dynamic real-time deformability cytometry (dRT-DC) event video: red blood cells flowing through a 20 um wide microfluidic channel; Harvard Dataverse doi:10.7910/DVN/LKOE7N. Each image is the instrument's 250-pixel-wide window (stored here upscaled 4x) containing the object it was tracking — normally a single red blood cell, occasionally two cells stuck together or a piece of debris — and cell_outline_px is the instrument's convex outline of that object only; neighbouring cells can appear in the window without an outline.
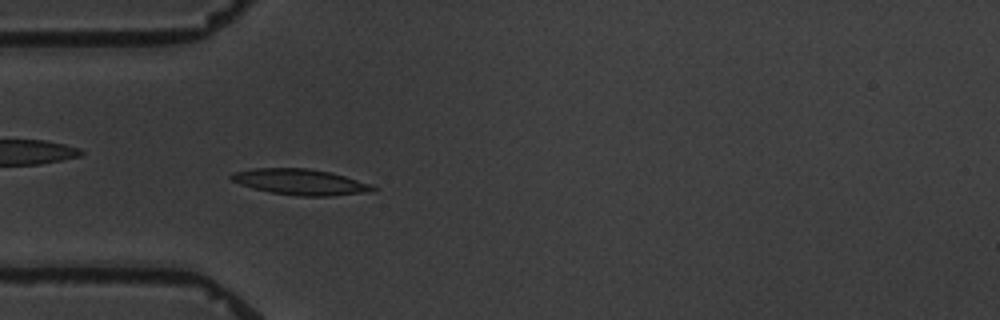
{"species": "common noctule bat (a hibernating species)", "species_latin": "Nyctalus noctula", "temperature_condition": "warm", "stored_images_in_passage": 6, "camera_frame_rate_fps": 3000, "um_per_image_px": 0.085, "animal": {"sex": "male", "body_mass_g": 19.5, "forearm_length_mm": 54.6}, "frame": {"image": 1, "passage_image": 6, "time_ms": 6.0, "image_size_px": [1000, 320], "cell_outline_px": [[376, 192], [332, 196], [300, 196], [272, 192], [252, 188], [240, 184], [232, 180], [228, 176], [232, 172], [256, 168], [308, 168], [332, 172], [372, 184], [376, 188]], "centroid_in_image_um": [25.59, 15.47], "position_along_channel_um": 59.4, "area_um2": 21.56}}